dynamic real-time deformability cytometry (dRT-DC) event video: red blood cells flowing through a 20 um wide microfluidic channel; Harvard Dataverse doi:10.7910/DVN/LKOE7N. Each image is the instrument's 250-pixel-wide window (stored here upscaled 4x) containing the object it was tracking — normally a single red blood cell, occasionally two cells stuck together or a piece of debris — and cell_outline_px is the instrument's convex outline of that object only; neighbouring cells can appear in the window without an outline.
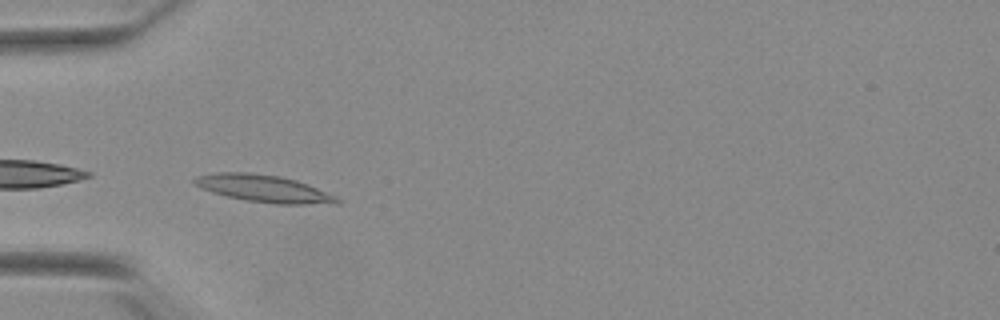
{"species": "Egyptian fruit bat (a non-hibernating species)", "species_latin": "Rousettus aegyptiacus", "temperature_condition": "warm", "stored_images_in_passage": 29, "camera_frame_rate_fps": 3000, "um_per_image_px": 0.085, "animal": {"sex": "female"}, "frame": {"image": 1, "passage_image": 1, "time_ms": 0.0, "image_size_px": [1000, 320], "cell_outline_px": [[340, 204], [276, 204], [248, 200], [228, 196], [212, 192], [200, 188], [192, 180], [196, 176], [216, 172], [252, 172], [280, 176], [296, 180], [308, 184], [336, 196], [340, 200]], "centroid_in_image_um": [22.44, 16.02], "position_along_channel_um": 62.6, "area_um2": 22.6}}
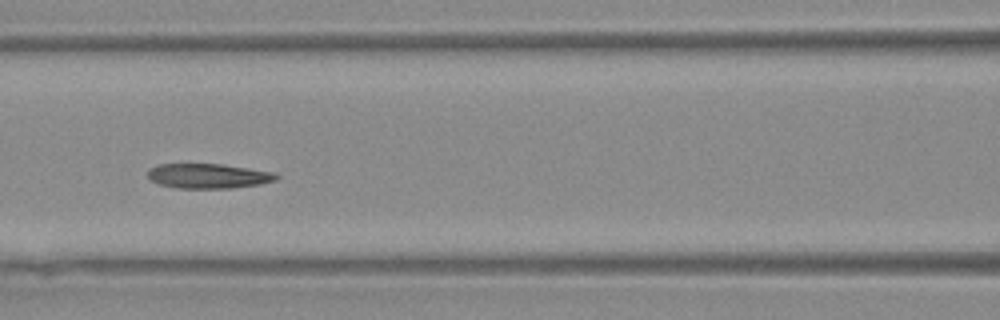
{"frame": {"image": 2, "passage_image": 8, "time_ms": 2.333, "image_size_px": [1000, 320], "cell_outline_px": [[280, 176], [276, 180], [260, 184], [228, 188], [176, 188], [160, 184], [152, 180], [148, 176], [148, 168], [160, 164], [220, 164], [276, 172]], "centroid_in_image_um": [17.73, 14.95], "position_along_channel_um": 148.9, "area_um2": 18.5}}
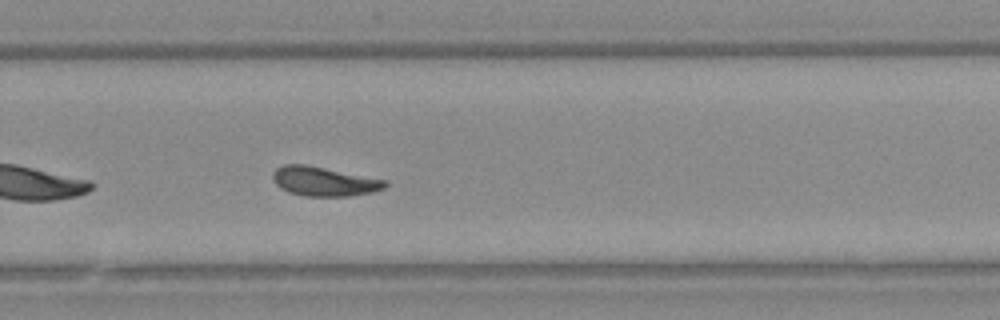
{"frame": {"image": 3, "passage_image": 20, "time_ms": 6.333, "image_size_px": [1000, 320], "cell_outline_px": [[388, 184], [384, 188], [372, 192], [348, 196], [304, 196], [288, 192], [280, 188], [276, 184], [272, 176], [272, 172], [276, 168], [284, 164], [304, 164], [388, 180]], "centroid_in_image_um": [27.53, 15.42], "position_along_channel_um": 302.3, "area_um2": 19.19}, "authors_computed_cell_mechanics": {"area_um2": 18.9006, "velocity_mm_per_s": 3.8504, "shape_relaxation_time_tau1_ms": 9.2204, "shape_relaxation_time_tau2_ms": 6.9975, "deformation_change_tau1": 0.2385, "deformation_change_tau2": 0.1245}}